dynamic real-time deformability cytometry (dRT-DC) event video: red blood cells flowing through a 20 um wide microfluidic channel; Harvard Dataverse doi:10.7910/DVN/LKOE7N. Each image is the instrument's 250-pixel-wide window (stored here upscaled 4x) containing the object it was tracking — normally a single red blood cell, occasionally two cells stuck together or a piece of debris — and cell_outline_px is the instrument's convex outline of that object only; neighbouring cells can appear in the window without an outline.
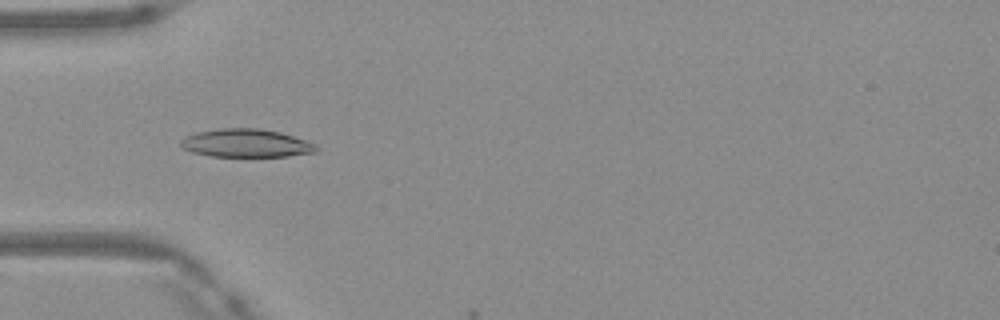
{"species": "Egyptian fruit bat (a non-hibernating species)", "species_latin": "Rousettus aegyptiacus", "temperature_condition": "warm", "stored_images_in_passage": 7, "camera_frame_rate_fps": 3000, "um_per_image_px": 0.085, "frame": {"image": 1, "passage_image": 6, "time_ms": 1.667, "image_size_px": [1000, 320], "cell_outline_px": [[316, 152], [288, 156], [212, 156], [192, 152], [184, 148], [180, 144], [180, 140], [184, 136], [196, 132], [220, 128], [260, 128], [280, 132], [316, 144]], "centroid_in_image_um": [20.88, 12.16], "position_along_channel_um": 64.1, "area_um2": 22.14}}